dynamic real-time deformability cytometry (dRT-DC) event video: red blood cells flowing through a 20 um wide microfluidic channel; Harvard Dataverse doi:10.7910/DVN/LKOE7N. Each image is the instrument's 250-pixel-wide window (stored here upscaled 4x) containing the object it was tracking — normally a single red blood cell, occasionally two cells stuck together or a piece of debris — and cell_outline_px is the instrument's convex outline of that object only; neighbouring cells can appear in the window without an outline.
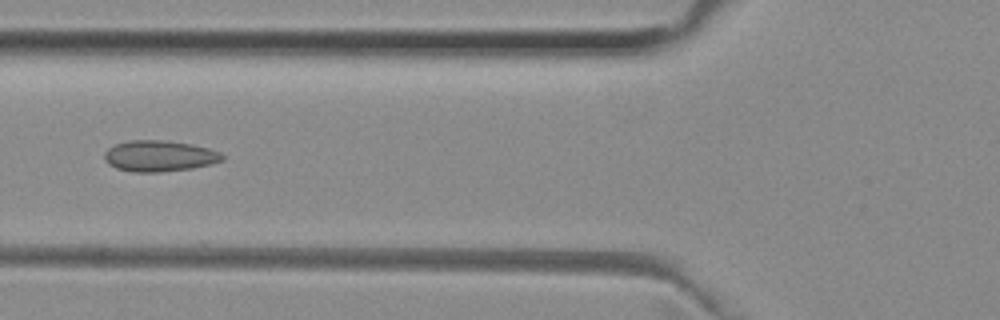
{"species": "common noctule bat (a hibernating species)", "species_latin": "Nyctalus noctula", "temperature_condition": "room temperature", "stored_images_in_passage": 50, "camera_frame_rate_fps": 3000, "um_per_image_px": 0.085, "animal": {"sex": "female", "body_mass_g": 29.2, "forearm_length_mm": 56.3}, "frame": {"image": 1, "passage_image": 18, "time_ms": 5.667, "image_size_px": [1000, 320], "cell_outline_px": [[224, 160], [212, 164], [192, 168], [160, 172], [132, 172], [116, 168], [108, 164], [104, 160], [104, 152], [108, 148], [116, 144], [132, 140], [160, 140], [192, 144], [208, 148], [220, 152], [224, 156]], "centroid_in_image_um": [13.54, 13.27], "position_along_channel_um": 112.3, "area_um2": 21.39}}
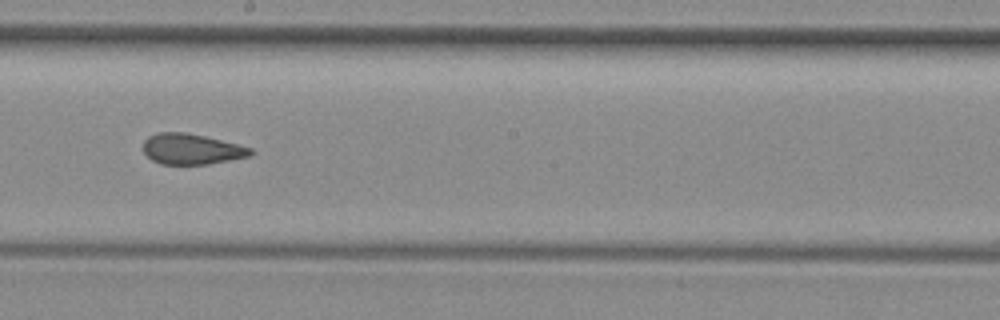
{"frame": {"image": 2, "passage_image": 27, "time_ms": 8.667, "image_size_px": [1000, 320], "cell_outline_px": [[256, 152], [248, 156], [208, 164], [160, 164], [152, 160], [144, 152], [144, 140], [148, 136], [160, 132], [184, 132], [204, 136], [252, 148]], "centroid_in_image_um": [16.26, 12.67], "position_along_channel_um": 231.9, "area_um2": 18.96}}
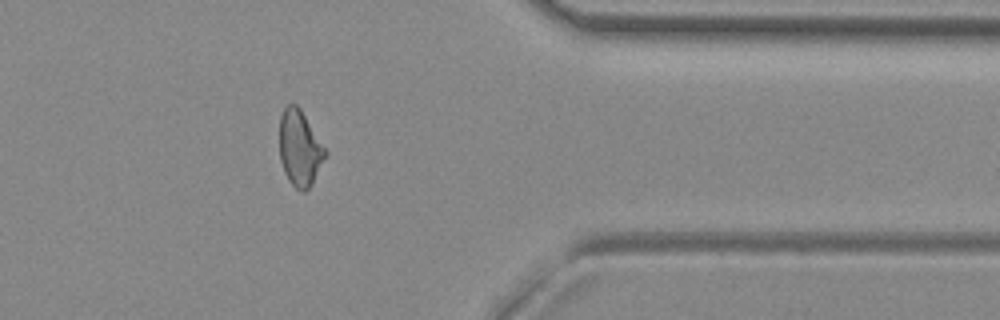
{"frame": {"image": 3, "passage_image": 40, "time_ms": 13.0, "image_size_px": [1000, 320], "cell_outline_px": [[328, 152], [312, 184], [304, 192], [300, 192], [288, 180], [284, 172], [280, 160], [280, 116], [284, 108], [288, 104], [296, 104], [300, 108]], "centroid_in_image_um": [25.48, 12.61], "position_along_channel_um": 385.9, "area_um2": 20.17}, "authors_computed_cell_mechanics": {"area_um2": 20.4612, "velocity_mm_per_s": 3.9958, "shape_relaxation_time_tau1_ms": null, "shape_relaxation_time_tau2_ms": 1.9098, "deformation_change_tau1": null, "deformation_change_tau2": 0.0901}}